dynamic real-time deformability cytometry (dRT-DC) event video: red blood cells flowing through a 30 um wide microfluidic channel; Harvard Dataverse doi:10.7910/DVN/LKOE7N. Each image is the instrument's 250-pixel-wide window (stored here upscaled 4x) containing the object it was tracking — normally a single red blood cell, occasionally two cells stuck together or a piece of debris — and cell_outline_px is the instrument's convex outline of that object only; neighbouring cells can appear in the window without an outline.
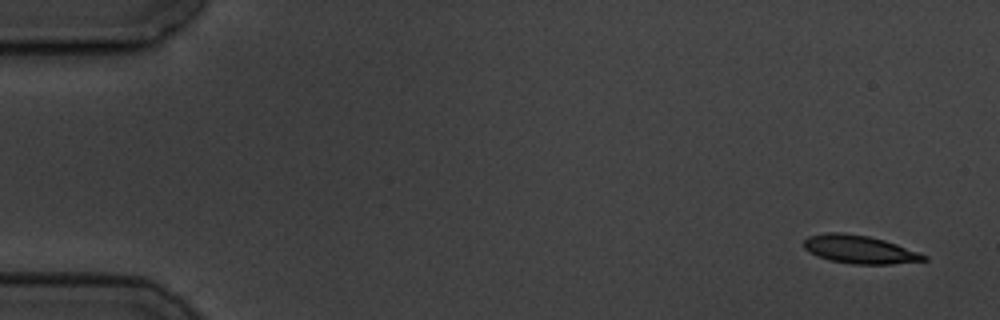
{"species": "common noctule bat (a hibernating species)", "species_latin": "Nyctalus noctula", "temperature_condition": "cold", "stored_images_in_passage": 5, "camera_frame_rate_fps": 3000, "um_per_image_px": 0.085, "animal": {"sex": "male", "body_mass_g": 19.5, "forearm_length_mm": 54.6}, "frame": {"image": 1, "passage_image": 1, "time_ms": 0.0, "image_size_px": [1000, 320], "cell_outline_px": [[928, 260], [892, 264], [852, 264], [828, 260], [816, 256], [808, 252], [804, 248], [804, 240], [808, 236], [828, 232], [844, 232], [868, 236], [884, 240], [920, 252], [928, 256]], "centroid_in_image_um": [73.05, 21.2], "position_along_channel_um": 12.0, "area_um2": 19.88}}
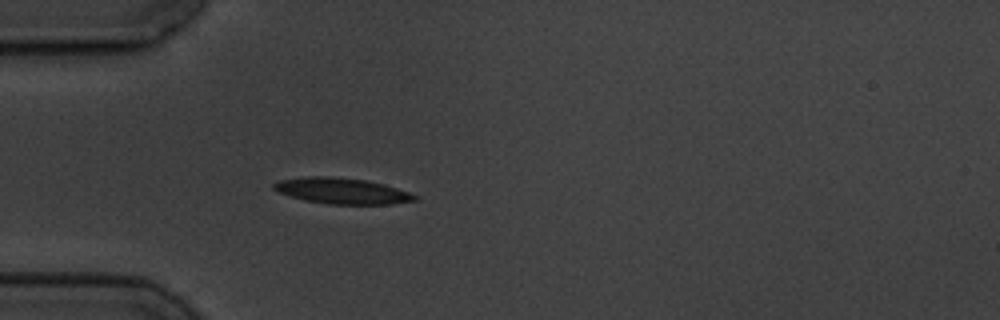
{"frame": {"image": 2, "passage_image": 5, "time_ms": 4.667, "image_size_px": [1000, 320], "cell_outline_px": [[420, 200], [392, 204], [328, 204], [304, 200], [280, 192], [272, 188], [272, 184], [280, 180], [308, 176], [328, 176], [364, 180], [384, 184], [420, 196]], "centroid_in_image_um": [29.11, 16.23], "position_along_channel_um": 55.9, "area_um2": 21.21}}